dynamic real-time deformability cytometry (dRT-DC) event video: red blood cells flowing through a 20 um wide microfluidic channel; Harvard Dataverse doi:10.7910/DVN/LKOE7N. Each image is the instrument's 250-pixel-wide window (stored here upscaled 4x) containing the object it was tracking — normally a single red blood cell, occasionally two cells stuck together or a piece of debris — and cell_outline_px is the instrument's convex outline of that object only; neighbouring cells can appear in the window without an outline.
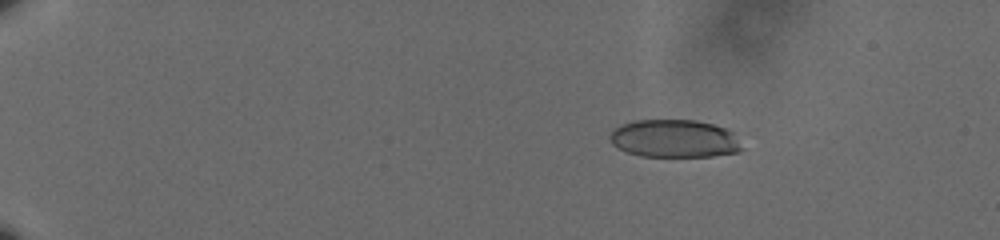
{"species": "human", "species_latin": "Homo sapiens", "temperature_condition": "cold", "stored_images_in_passage": 61, "camera_frame_rate_fps": 3000, "um_per_image_px": 0.085, "donor": {"sex": "male"}, "frame": {"image": 1, "passage_image": 12, "time_ms": 3.667, "image_size_px": [1000, 240], "cell_outline_px": [[744, 148], [740, 152], [712, 156], [640, 156], [628, 152], [612, 144], [608, 136], [616, 128], [624, 124], [636, 120], [696, 120], [712, 124], [736, 132]], "centroid_in_image_um": [57.4, 11.78], "position_along_channel_um": 27.6, "area_um2": 29.25}}
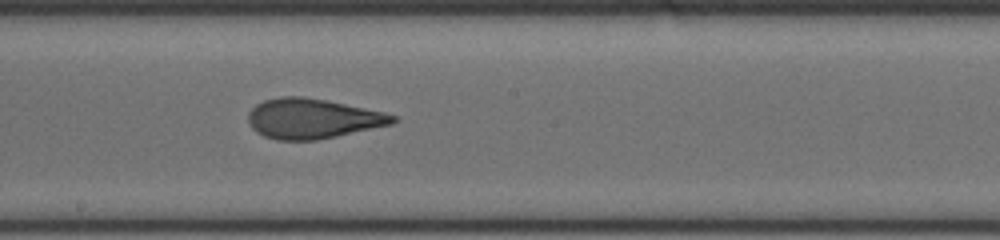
{"frame": {"image": 2, "passage_image": 38, "time_ms": 12.333, "image_size_px": [1000, 240], "cell_outline_px": [[400, 120], [392, 124], [336, 136], [316, 140], [276, 140], [264, 136], [256, 132], [252, 128], [248, 120], [248, 112], [256, 104], [264, 100], [280, 96], [300, 96], [324, 100], [384, 112], [396, 116]], "centroid_in_image_um": [26.54, 10.08], "position_along_channel_um": 221.7, "area_um2": 33.52}}
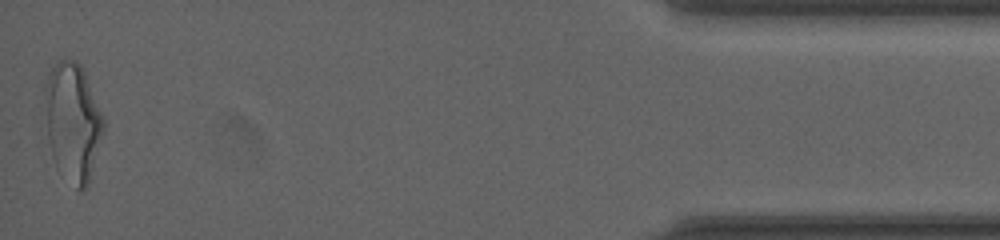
{"frame": {"image": 3, "passage_image": 61, "time_ms": 20.0, "image_size_px": [1000, 240], "cell_outline_px": [[104, 132], [84, 192], [76, 188], [56, 168], [52, 156], [48, 136], [44, 92], [44, 84], [48, 72], [60, 60], [76, 60], [80, 64], [84, 72], [104, 120]], "centroid_in_image_um": [6.16, 10.35], "position_along_channel_um": 429.0, "area_um2": 39.77}, "authors_computed_cell_mechanics": {"area_um2": 33.1772, "velocity_mm_per_s": 3.6177, "shape_relaxation_time_tau1_ms": 5.6008, "shape_relaxation_time_tau2_ms": 1.2674, "deformation_change_tau1": 0.1938, "deformation_change_tau2": 0.1021}}